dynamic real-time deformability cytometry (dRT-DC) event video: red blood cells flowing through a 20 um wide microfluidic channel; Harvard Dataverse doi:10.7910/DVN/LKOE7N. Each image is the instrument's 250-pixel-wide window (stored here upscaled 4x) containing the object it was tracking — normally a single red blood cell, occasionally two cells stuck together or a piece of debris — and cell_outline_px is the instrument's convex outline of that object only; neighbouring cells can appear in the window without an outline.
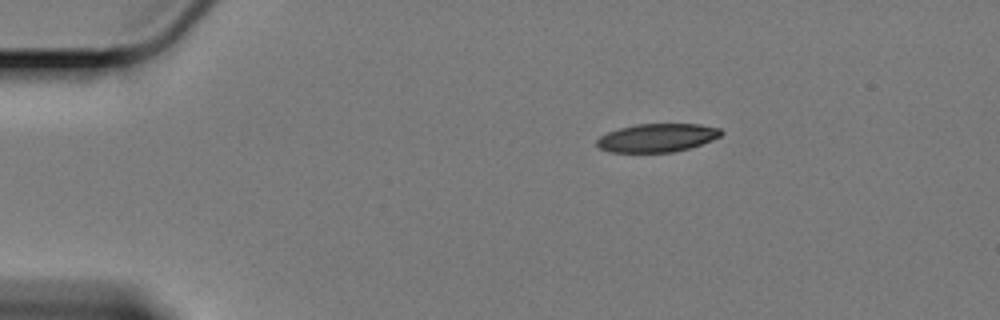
{"species": "Egyptian fruit bat (a non-hibernating species)", "species_latin": "Rousettus aegyptiacus", "temperature_condition": "cold", "stored_images_in_passage": 50, "camera_frame_rate_fps": 3000, "um_per_image_px": 0.085, "animal": {"sex": "female"}, "frame": {"image": 1, "passage_image": 1, "time_ms": 0.0, "image_size_px": [1000, 320], "cell_outline_px": [[724, 132], [720, 136], [712, 140], [688, 148], [672, 152], [612, 152], [600, 148], [596, 144], [596, 140], [600, 136], [608, 132], [620, 128], [636, 124], [700, 124], [720, 128]], "centroid_in_image_um": [55.86, 11.7], "position_along_channel_um": 29.1, "area_um2": 20.4}}
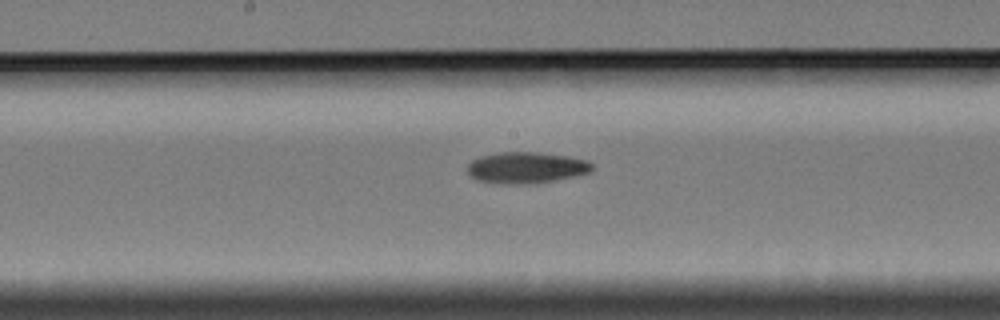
{"frame": {"image": 2, "passage_image": 22, "time_ms": 7.0, "image_size_px": [1000, 320], "cell_outline_px": [[592, 172], [552, 180], [520, 184], [492, 184], [476, 180], [468, 172], [468, 164], [472, 160], [480, 156], [500, 152], [540, 152], [568, 156], [588, 160], [592, 164]], "centroid_in_image_um": [44.7, 14.24], "position_along_channel_um": 203.5, "area_um2": 22.72}}
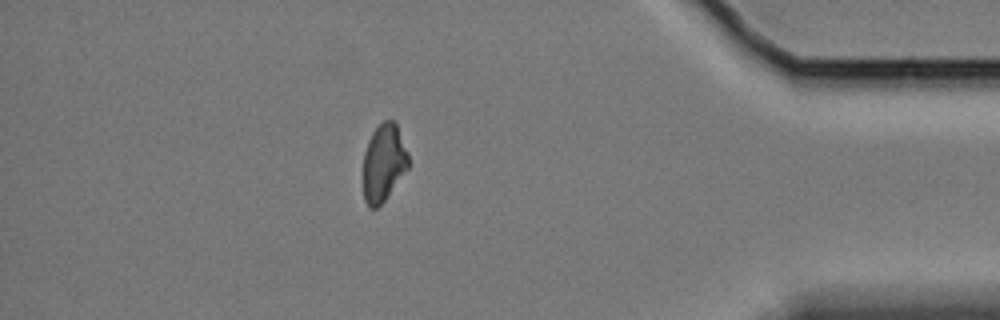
{"frame": {"image": 3, "passage_image": 43, "time_ms": 14.0, "image_size_px": [1000, 320], "cell_outline_px": [[408, 168], [384, 200], [376, 208], [368, 208], [364, 200], [364, 152], [368, 140], [372, 132], [384, 120], [392, 120], [396, 124], [408, 152]], "centroid_in_image_um": [32.6, 13.83], "position_along_channel_um": 402.6, "area_um2": 20.11}}